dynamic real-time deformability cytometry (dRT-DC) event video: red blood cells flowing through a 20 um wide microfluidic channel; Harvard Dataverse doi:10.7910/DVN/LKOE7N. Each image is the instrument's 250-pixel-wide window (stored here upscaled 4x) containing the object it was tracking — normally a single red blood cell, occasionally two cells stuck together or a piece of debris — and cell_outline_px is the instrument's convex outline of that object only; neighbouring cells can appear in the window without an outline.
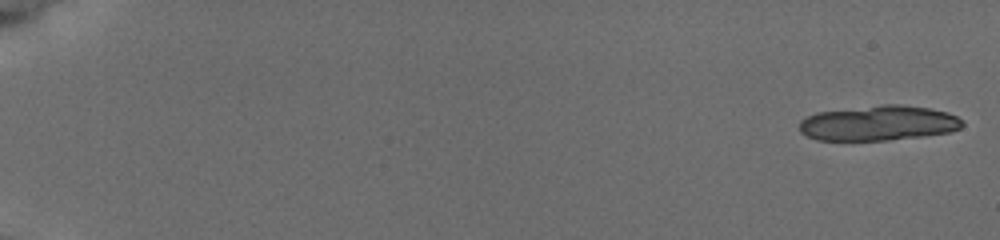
{"species": "common noctule bat (a hibernating species)", "species_latin": "Nyctalus noctula", "temperature_condition": "cold", "stored_images_in_passage": 8, "camera_frame_rate_fps": 3000, "um_per_image_px": 0.085, "animal": {"sex": "female", "body_mass_g": 19.5, "forearm_length_mm": 54.1}, "frame": {"image": 1, "passage_image": 1, "time_ms": 0.0, "image_size_px": [1000, 240], "cell_outline_px": [[964, 124], [960, 128], [952, 132], [924, 136], [888, 140], [816, 140], [800, 132], [800, 120], [816, 112], [884, 104], [900, 104], [928, 108], [948, 112], [956, 116]], "centroid_in_image_um": [74.68, 10.46], "position_along_channel_um": 10.3, "area_um2": 33.35}}